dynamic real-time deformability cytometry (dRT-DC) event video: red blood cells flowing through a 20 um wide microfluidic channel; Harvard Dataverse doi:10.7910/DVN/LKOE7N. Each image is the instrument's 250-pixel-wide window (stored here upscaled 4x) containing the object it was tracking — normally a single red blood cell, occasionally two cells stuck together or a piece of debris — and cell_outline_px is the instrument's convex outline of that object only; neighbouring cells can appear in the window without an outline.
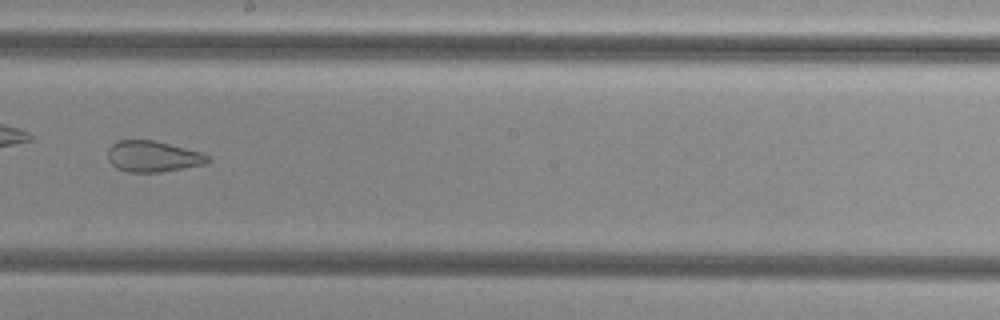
{"species": "common noctule bat (a hibernating species)", "species_latin": "Nyctalus noctula", "temperature_condition": "cold", "stored_images_in_passage": 34, "camera_frame_rate_fps": 3000, "um_per_image_px": 0.085, "animal": {"sex": "female", "body_mass_g": 29.2, "forearm_length_mm": 56.3}, "frame": {"image": 1, "passage_image": 15, "time_ms": 4.667, "image_size_px": [1000, 320], "cell_outline_px": [[212, 160], [204, 164], [160, 172], [128, 172], [116, 168], [108, 160], [108, 148], [116, 140], [156, 140], [200, 152], [208, 156]], "centroid_in_image_um": [12.97, 13.29], "position_along_channel_um": 235.2, "area_um2": 18.09}, "authors_computed_cell_mechanics": {"area_um2": 21.0392, "velocity_mm_per_s": 3.7754, "shape_relaxation_time_tau1_ms": null, "shape_relaxation_time_tau2_ms": 1.7884, "deformation_change_tau1": null, "deformation_change_tau2": 0.0856}}